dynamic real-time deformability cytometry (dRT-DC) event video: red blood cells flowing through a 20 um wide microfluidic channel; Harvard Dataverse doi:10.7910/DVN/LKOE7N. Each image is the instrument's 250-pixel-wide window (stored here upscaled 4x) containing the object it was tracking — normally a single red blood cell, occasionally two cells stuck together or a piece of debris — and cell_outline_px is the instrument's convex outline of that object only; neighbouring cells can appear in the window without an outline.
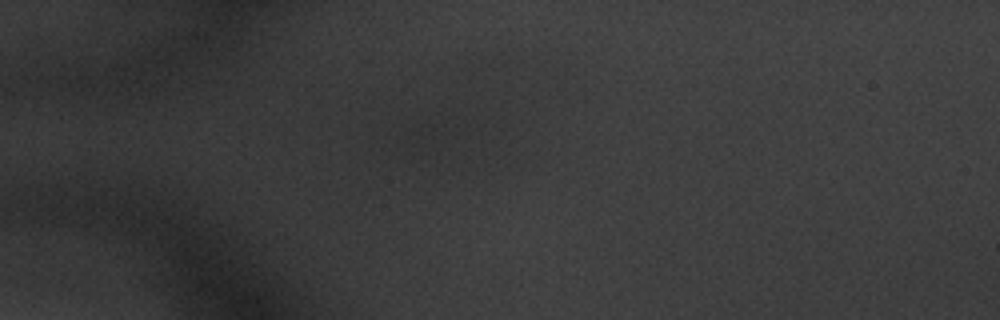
{"species": "common noctule bat (a hibernating species)", "species_latin": "Nyctalus noctula", "temperature_condition": "warm", "stored_images_in_passage": 8, "segment_of_instrument_passage": [2, 2], "camera_frame_rate_fps": 3000, "um_per_image_px": 0.085, "animal": {"sex": "male", "body_mass_g": 20.1, "forearm_length_mm": 53.5}, "frame": {"image": 1, "passage_image": 7, "time_ms": 2.0, "image_size_px": [1000, 320], "cell_outline_px": [[468, 128], [440, 148], [408, 160], [396, 160], [348, 152], [344, 148], [372, 124], [380, 120], [436, 112], [444, 112], [456, 116]], "centroid_in_image_um": [34.62, 11.56], "position_along_channel_um": 50.4, "area_um2": 27.4}}